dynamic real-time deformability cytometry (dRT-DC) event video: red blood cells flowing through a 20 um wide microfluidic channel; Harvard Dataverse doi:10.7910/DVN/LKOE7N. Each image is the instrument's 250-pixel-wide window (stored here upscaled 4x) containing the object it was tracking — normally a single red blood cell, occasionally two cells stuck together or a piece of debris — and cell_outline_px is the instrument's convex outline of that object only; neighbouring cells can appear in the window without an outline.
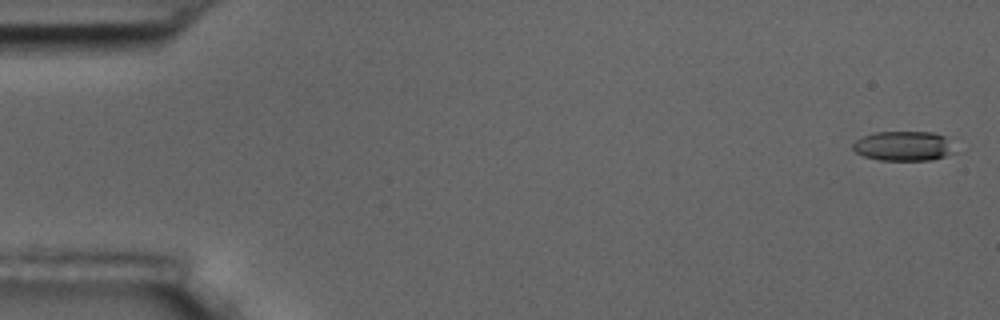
{"species": "common noctule bat (a hibernating species)", "species_latin": "Nyctalus noctula", "temperature_condition": "room temperature", "stored_images_in_passage": 6, "camera_frame_rate_fps": 3000, "um_per_image_px": 0.085, "animal": {"sex": "male", "body_mass_g": 17.5, "forearm_length_mm": 52.3}, "frame": {"image": 1, "passage_image": 1, "time_ms": 0.0, "image_size_px": [1000, 320], "cell_outline_px": [[956, 152], [932, 160], [880, 160], [864, 156], [856, 152], [852, 148], [852, 144], [856, 140], [864, 136], [876, 132], [936, 132], [944, 136]], "centroid_in_image_um": [76.79, 12.41], "position_along_channel_um": 8.2, "area_um2": 17.51}}
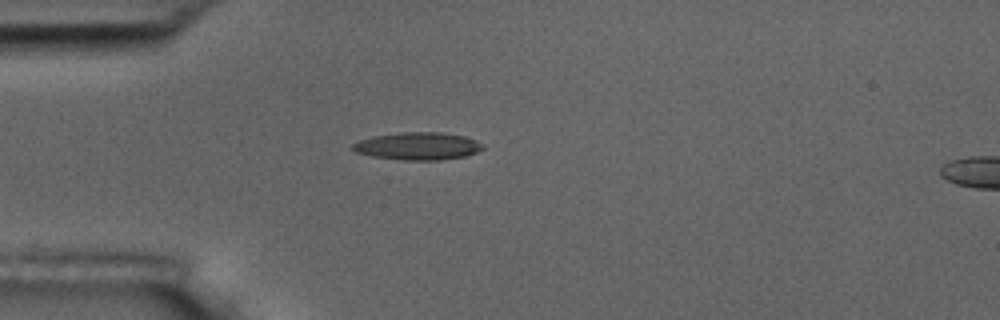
{"frame": {"image": 2, "passage_image": 5, "time_ms": 4.667, "image_size_px": [1000, 320], "cell_outline_px": [[484, 148], [476, 152], [464, 156], [440, 160], [404, 160], [372, 156], [356, 152], [352, 148], [352, 144], [360, 140], [372, 136], [400, 132], [440, 132], [464, 136], [476, 140], [484, 144]], "centroid_in_image_um": [35.52, 12.41], "position_along_channel_um": 49.5, "area_um2": 20.87}}